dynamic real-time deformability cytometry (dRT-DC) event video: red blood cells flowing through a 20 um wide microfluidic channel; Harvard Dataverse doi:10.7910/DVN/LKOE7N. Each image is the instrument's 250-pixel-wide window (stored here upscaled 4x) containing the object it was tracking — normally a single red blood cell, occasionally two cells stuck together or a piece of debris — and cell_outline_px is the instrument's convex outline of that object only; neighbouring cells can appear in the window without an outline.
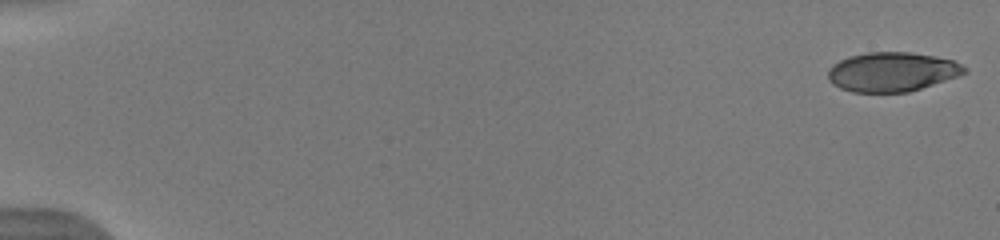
{"species": "human", "species_latin": "Homo sapiens", "temperature_condition": "warm", "stored_images_in_passage": 52, "camera_frame_rate_fps": 3000, "um_per_image_px": 0.085, "donor": {"sex": "male"}, "frame": {"image": 1, "passage_image": 1, "time_ms": 0.0, "image_size_px": [1000, 240], "cell_outline_px": [[968, 72], [908, 92], [852, 92], [840, 88], [832, 84], [828, 80], [828, 68], [832, 64], [848, 56], [868, 52], [912, 52], [936, 56], [952, 60], [968, 68]], "centroid_in_image_um": [75.78, 6.1], "position_along_channel_um": 9.2, "area_um2": 31.27}}
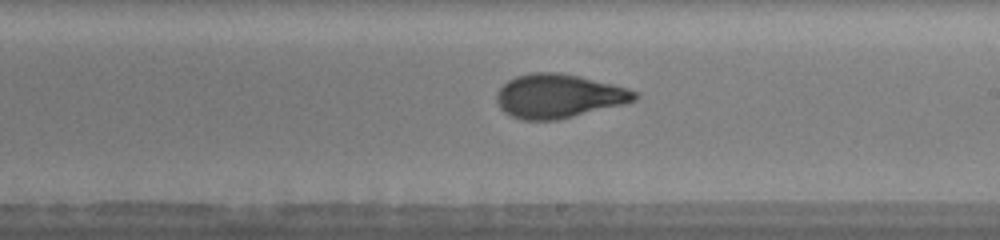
{"frame": {"image": 2, "passage_image": 32, "time_ms": 10.333, "image_size_px": [1000, 240], "cell_outline_px": [[640, 96], [636, 100], [624, 104], [556, 120], [520, 120], [504, 112], [500, 108], [496, 100], [496, 92], [508, 80], [516, 76], [532, 72], [556, 72], [580, 76], [628, 88], [640, 92]], "centroid_in_image_um": [47.49, 8.16], "position_along_channel_um": 241.5, "area_um2": 35.43}}
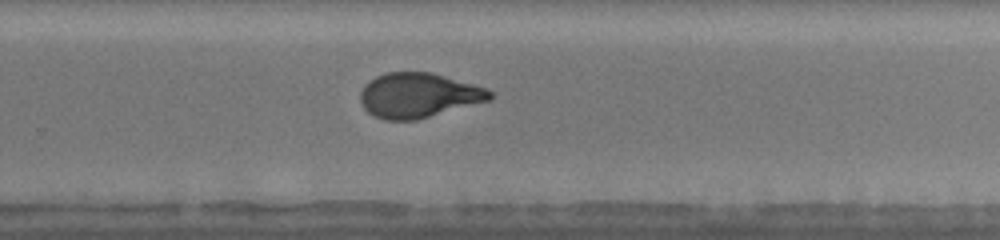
{"frame": {"image": 3, "passage_image": 36, "time_ms": 11.667, "image_size_px": [1000, 240], "cell_outline_px": [[492, 96], [488, 100], [416, 120], [384, 120], [368, 112], [364, 108], [360, 100], [360, 92], [364, 84], [376, 76], [384, 72], [432, 72], [488, 88], [492, 92]], "centroid_in_image_um": [35.54, 8.09], "position_along_channel_um": 294.3, "area_um2": 33.7}, "authors_computed_cell_mechanics": {"area_um2": 33.7841, "velocity_mm_per_s": 3.9842, "shape_relaxation_time_tau1_ms": 5.7238, "shape_relaxation_time_tau2_ms": 1.0089, "deformation_change_tau1": 0.2354, "deformation_change_tau2": 0.0783}}